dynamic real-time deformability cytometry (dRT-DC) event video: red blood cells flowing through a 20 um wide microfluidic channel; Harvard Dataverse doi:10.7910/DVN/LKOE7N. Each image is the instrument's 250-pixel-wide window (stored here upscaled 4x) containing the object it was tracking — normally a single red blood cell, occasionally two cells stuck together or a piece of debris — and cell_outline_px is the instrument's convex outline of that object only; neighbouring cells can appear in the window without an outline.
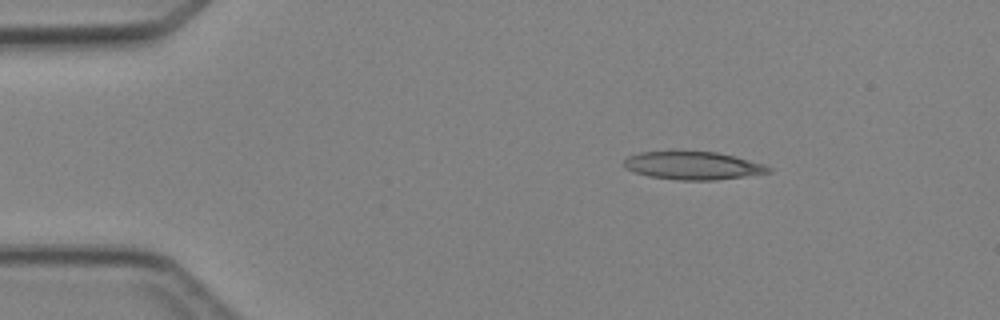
{"species": "Egyptian fruit bat (a non-hibernating species)", "species_latin": "Rousettus aegyptiacus", "temperature_condition": "cold", "stored_images_in_passage": 4, "segment_of_instrument_passage": [1, 2], "camera_frame_rate_fps": 3000, "um_per_image_px": 0.085, "animal": {"sex": "female"}, "frame": {"image": 1, "passage_image": 1, "time_ms": 0.0, "image_size_px": [1000, 320], "cell_outline_px": [[772, 172], [716, 180], [676, 180], [648, 176], [624, 168], [624, 160], [628, 156], [640, 152], [716, 152], [736, 156], [764, 164], [772, 168]], "centroid_in_image_um": [58.92, 14.08], "position_along_channel_um": 26.1, "area_um2": 23.47}}